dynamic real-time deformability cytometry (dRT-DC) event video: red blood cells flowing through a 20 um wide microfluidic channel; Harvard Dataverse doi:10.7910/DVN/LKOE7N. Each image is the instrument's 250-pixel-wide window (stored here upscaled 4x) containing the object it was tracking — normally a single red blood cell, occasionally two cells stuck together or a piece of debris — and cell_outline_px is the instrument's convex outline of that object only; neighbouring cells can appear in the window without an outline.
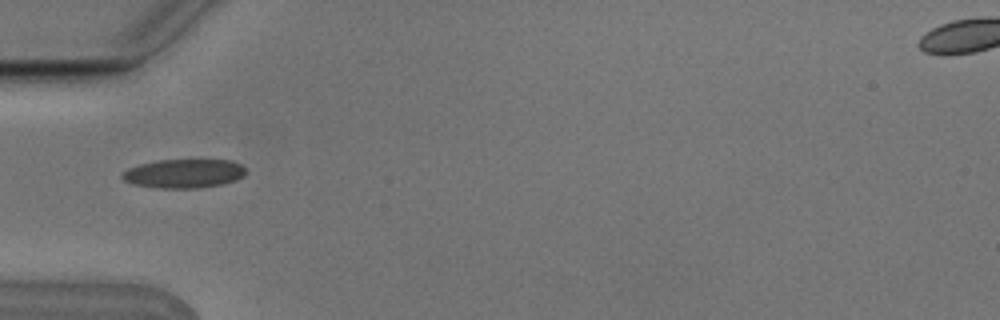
{"species": "Egyptian fruit bat (a non-hibernating species)", "species_latin": "Rousettus aegyptiacus", "temperature_condition": "cold", "stored_images_in_passage": 5, "camera_frame_rate_fps": 3000, "um_per_image_px": 0.085, "animal": {"sex": "male"}, "frame": {"image": 1, "passage_image": 3, "time_ms": 0.667, "image_size_px": [1000, 320], "cell_outline_px": [[244, 176], [236, 180], [220, 184], [200, 188], [156, 188], [132, 184], [124, 180], [120, 176], [120, 172], [128, 168], [140, 164], [160, 160], [232, 160], [240, 164], [244, 168]], "centroid_in_image_um": [15.58, 14.75], "position_along_channel_um": 69.4, "area_um2": 20.87}}
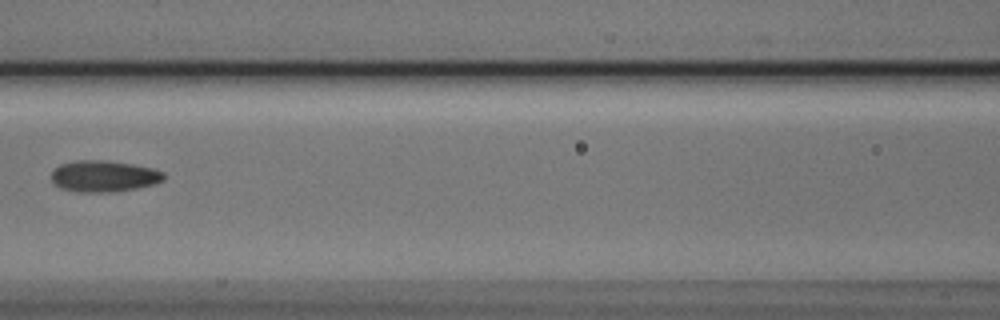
{"frame": {"image": 2, "passage_image": 5, "time_ms": 1.333, "image_size_px": [1000, 320], "cell_outline_px": [[164, 180], [152, 184], [136, 188], [112, 192], [80, 192], [60, 188], [52, 180], [52, 172], [60, 164], [76, 160], [104, 160], [132, 164], [152, 168], [164, 172]], "centroid_in_image_um": [8.82, 14.97], "position_along_channel_um": 157.8, "area_um2": 20.4}}